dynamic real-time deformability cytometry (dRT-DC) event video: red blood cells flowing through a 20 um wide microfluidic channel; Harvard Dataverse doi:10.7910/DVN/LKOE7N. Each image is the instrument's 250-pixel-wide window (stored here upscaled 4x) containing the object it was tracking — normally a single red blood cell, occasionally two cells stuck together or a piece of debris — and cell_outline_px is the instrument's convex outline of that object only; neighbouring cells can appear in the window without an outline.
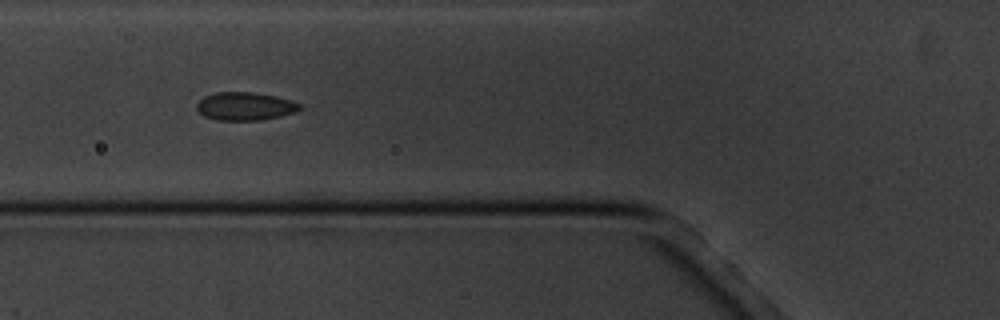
{"species": "common noctule bat (a hibernating species)", "species_latin": "Nyctalus noctula", "temperature_condition": "cold", "stored_images_in_passage": 17, "camera_frame_rate_fps": 3000, "um_per_image_px": 0.085, "animal": {"sex": "male", "body_mass_g": 20.1, "forearm_length_mm": 53.5}, "frame": {"image": 1, "passage_image": 6, "time_ms": 5.667, "image_size_px": [1000, 320], "cell_outline_px": [[300, 108], [296, 112], [280, 116], [260, 120], [216, 120], [204, 116], [196, 108], [196, 104], [204, 96], [216, 92], [252, 92], [276, 96], [292, 100], [300, 104]], "centroid_in_image_um": [20.82, 9.03], "position_along_channel_um": 105.0, "area_um2": 16.88}}
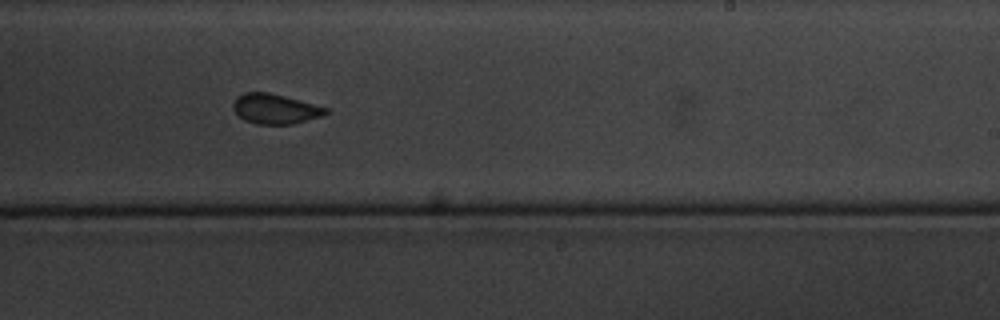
{"frame": {"image": 2, "passage_image": 10, "time_ms": 10.333, "image_size_px": [1000, 320], "cell_outline_px": [[328, 112], [324, 116], [292, 124], [256, 124], [244, 120], [232, 108], [232, 104], [236, 96], [244, 92], [268, 92], [284, 96], [328, 108]], "centroid_in_image_um": [23.37, 9.25], "position_along_channel_um": 265.6, "area_um2": 16.18}}
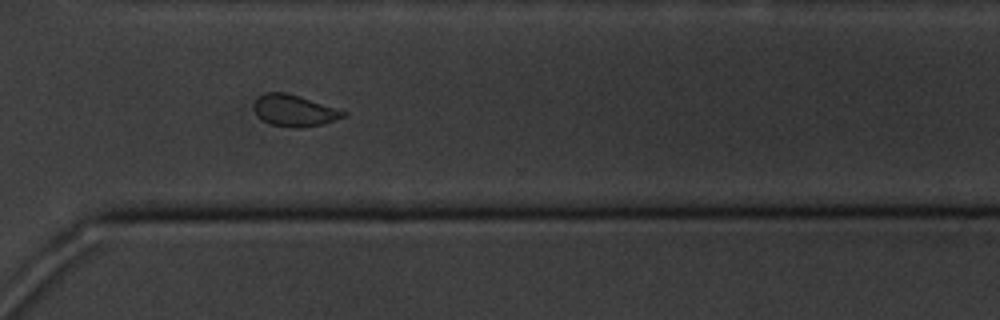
{"frame": {"image": 3, "passage_image": 12, "time_ms": 12.667, "image_size_px": [1000, 320], "cell_outline_px": [[348, 116], [324, 124], [272, 124], [256, 116], [252, 104], [260, 96], [268, 92], [284, 92], [300, 96], [348, 112]], "centroid_in_image_um": [25.03, 9.34], "position_along_channel_um": 345.6, "area_um2": 15.66}, "authors_computed_cell_mechanics": {"area_um2": 17.1666, "velocity_mm_per_s": 3.4261, "shape_relaxation_time_tau1_ms": 2.0881, "shape_relaxation_time_tau2_ms": 1.0479, "deformation_change_tau1": 0.0456, "deformation_change_tau2": 0.031}}